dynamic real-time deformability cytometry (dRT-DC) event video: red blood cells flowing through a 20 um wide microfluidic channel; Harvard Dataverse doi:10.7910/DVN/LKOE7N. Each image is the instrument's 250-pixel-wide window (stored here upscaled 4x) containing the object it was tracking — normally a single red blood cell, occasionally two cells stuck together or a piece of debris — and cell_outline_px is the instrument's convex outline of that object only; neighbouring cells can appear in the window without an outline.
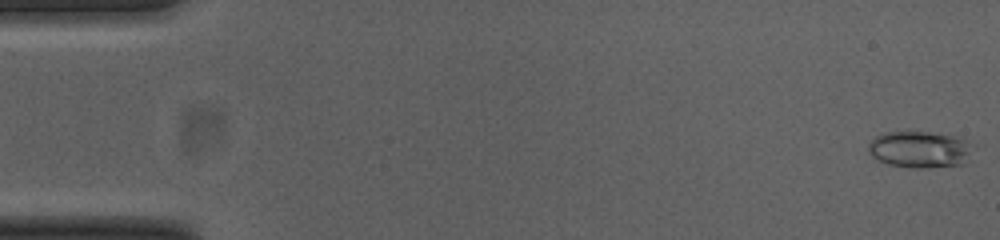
{"species": "common noctule bat (a hibernating species)", "species_latin": "Nyctalus noctula", "temperature_condition": "cold", "stored_images_in_passage": 51, "camera_frame_rate_fps": 3000, "um_per_image_px": 0.085, "animal": {"sex": "female", "body_mass_g": 23.0, "forearm_length_mm": 53.4}, "frame": {"image": 1, "passage_image": 1, "time_ms": 0.0, "image_size_px": [1000, 240], "cell_outline_px": [[976, 144], [964, 164], [928, 168], [912, 168], [888, 164], [872, 156], [868, 152], [868, 144], [876, 136], [884, 132], [928, 132], [956, 136], [968, 140]], "centroid_in_image_um": [78.23, 12.7], "position_along_channel_um": 6.8, "area_um2": 22.6}}
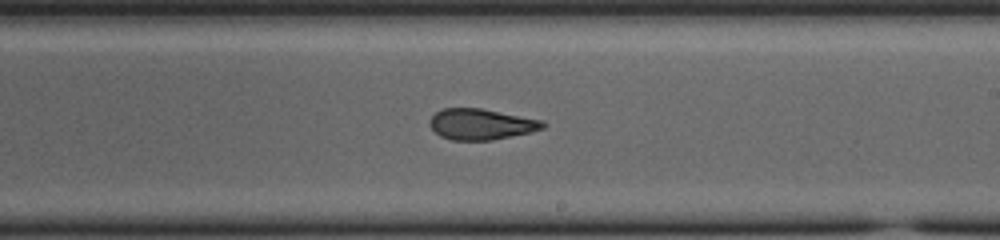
{"frame": {"image": 2, "passage_image": 31, "time_ms": 10.0, "image_size_px": [1000, 240], "cell_outline_px": [[548, 124], [544, 128], [528, 132], [492, 140], [452, 140], [440, 136], [432, 128], [432, 116], [436, 112], [444, 108], [480, 108], [544, 120]], "centroid_in_image_um": [40.94, 10.55], "position_along_channel_um": 248.1, "area_um2": 20.11}}
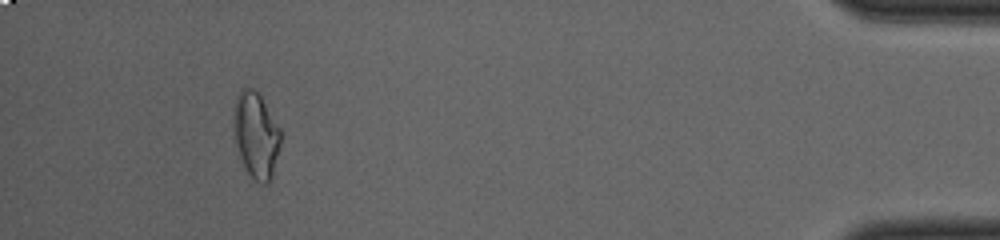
{"frame": {"image": 3, "passage_image": 49, "time_ms": 16.0, "image_size_px": [1000, 240], "cell_outline_px": [[280, 144], [272, 180], [268, 184], [260, 184], [248, 172], [240, 156], [236, 144], [232, 112], [236, 96], [244, 88], [252, 88], [260, 96], [280, 128]], "centroid_in_image_um": [21.76, 11.5], "position_along_channel_um": 413.4, "area_um2": 23.29}, "authors_computed_cell_mechanics": {"area_um2": 21.6172, "velocity_mm_per_s": 3.8655, "shape_relaxation_time_tau1_ms": 5.7493, "shape_relaxation_time_tau2_ms": 1.1532, "deformation_change_tau1": 0.1446, "deformation_change_tau2": 0.0762}}